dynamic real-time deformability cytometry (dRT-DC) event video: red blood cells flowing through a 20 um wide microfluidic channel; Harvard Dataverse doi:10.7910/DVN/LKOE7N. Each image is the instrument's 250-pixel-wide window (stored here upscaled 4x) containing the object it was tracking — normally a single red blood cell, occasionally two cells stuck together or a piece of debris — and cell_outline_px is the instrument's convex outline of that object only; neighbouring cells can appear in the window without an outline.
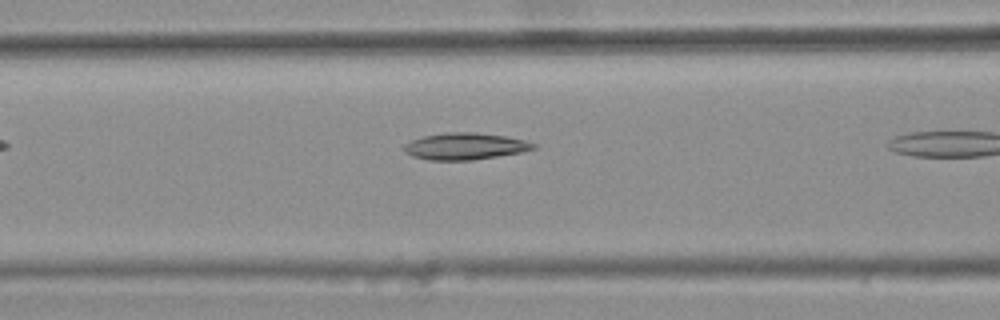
{"species": "common noctule bat (a hibernating species)", "species_latin": "Nyctalus noctula", "temperature_condition": "warm", "stored_images_in_passage": 10, "camera_frame_rate_fps": 3000, "um_per_image_px": 0.085, "animal": {"sex": "female", "body_mass_g": 25.1}, "frame": {"image": 1, "passage_image": 6, "time_ms": 1.667, "image_size_px": [1000, 320], "cell_outline_px": [[536, 148], [520, 152], [472, 160], [428, 160], [412, 156], [404, 152], [404, 144], [412, 140], [424, 136], [444, 132], [476, 132], [504, 136], [524, 140], [536, 144]], "centroid_in_image_um": [39.49, 12.43], "position_along_channel_um": 127.1, "area_um2": 20.06}}
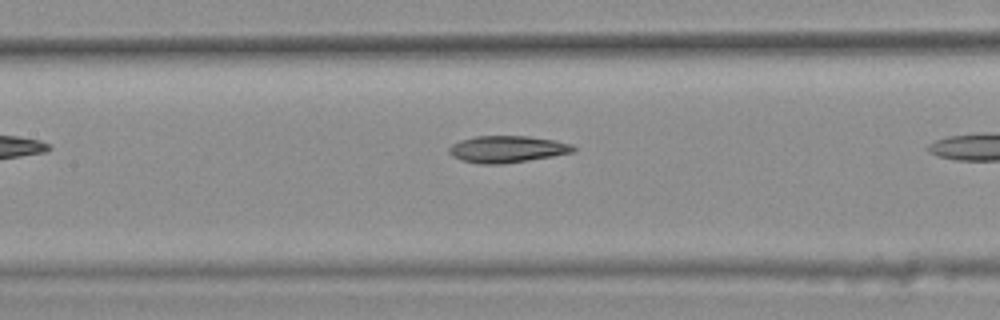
{"frame": {"image": 2, "passage_image": 9, "time_ms": 2.667, "image_size_px": [1000, 320], "cell_outline_px": [[576, 148], [572, 152], [552, 156], [528, 160], [500, 164], [480, 164], [460, 160], [452, 156], [448, 152], [448, 148], [452, 144], [460, 140], [476, 136], [528, 136], [556, 140], [572, 144]], "centroid_in_image_um": [43.08, 12.67], "position_along_channel_um": 164.3, "area_um2": 19.42}}